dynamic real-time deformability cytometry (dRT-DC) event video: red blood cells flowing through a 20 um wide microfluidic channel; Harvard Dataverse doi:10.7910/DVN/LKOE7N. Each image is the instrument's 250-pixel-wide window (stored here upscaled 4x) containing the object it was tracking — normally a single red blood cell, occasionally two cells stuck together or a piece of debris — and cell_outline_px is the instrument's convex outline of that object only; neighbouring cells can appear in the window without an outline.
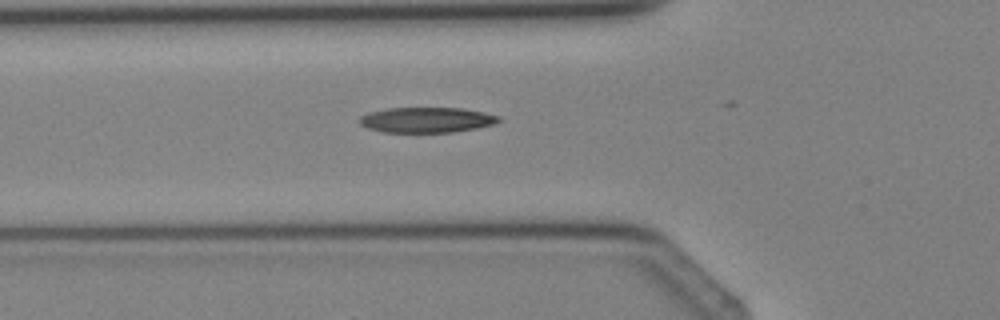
{"species": "Egyptian fruit bat (a non-hibernating species)", "species_latin": "Rousettus aegyptiacus", "temperature_condition": "cold", "stored_images_in_passage": 5, "camera_frame_rate_fps": 3000, "um_per_image_px": 0.085, "animal": {"sex": "female"}, "frame": {"image": 1, "passage_image": 5, "time_ms": 5.667, "image_size_px": [1000, 320], "cell_outline_px": [[504, 120], [492, 124], [476, 128], [452, 132], [384, 132], [368, 128], [360, 124], [356, 120], [360, 116], [368, 112], [388, 108], [460, 108], [484, 112], [500, 116]], "centroid_in_image_um": [36.24, 10.19], "position_along_channel_um": 89.6, "area_um2": 20.63}}